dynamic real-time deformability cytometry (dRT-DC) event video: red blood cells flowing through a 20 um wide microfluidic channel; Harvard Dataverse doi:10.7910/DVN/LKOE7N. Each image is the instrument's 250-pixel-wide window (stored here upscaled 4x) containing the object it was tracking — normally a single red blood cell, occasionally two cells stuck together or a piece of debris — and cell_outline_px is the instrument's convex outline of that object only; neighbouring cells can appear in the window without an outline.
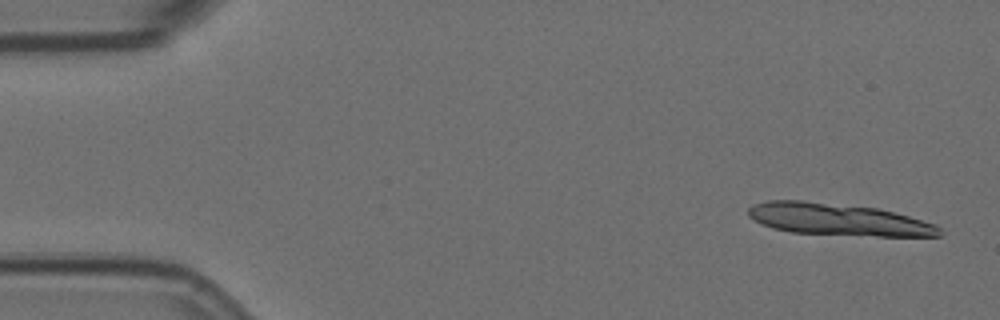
{"species": "Egyptian fruit bat (a non-hibernating species)", "species_latin": "Rousettus aegyptiacus", "temperature_condition": "room temperature", "stored_images_in_passage": 5, "camera_frame_rate_fps": 3000, "um_per_image_px": 0.085, "animal": {"sex": "female"}, "frame": {"image": 1, "passage_image": 1, "time_ms": 0.0, "image_size_px": [1000, 320], "cell_outline_px": [[944, 232], [940, 236], [876, 236], [792, 232], [772, 228], [748, 216], [748, 208], [752, 204], [768, 200], [804, 200], [880, 208], [936, 224]], "centroid_in_image_um": [71.27, 18.64], "position_along_channel_um": 13.7, "area_um2": 35.72}}